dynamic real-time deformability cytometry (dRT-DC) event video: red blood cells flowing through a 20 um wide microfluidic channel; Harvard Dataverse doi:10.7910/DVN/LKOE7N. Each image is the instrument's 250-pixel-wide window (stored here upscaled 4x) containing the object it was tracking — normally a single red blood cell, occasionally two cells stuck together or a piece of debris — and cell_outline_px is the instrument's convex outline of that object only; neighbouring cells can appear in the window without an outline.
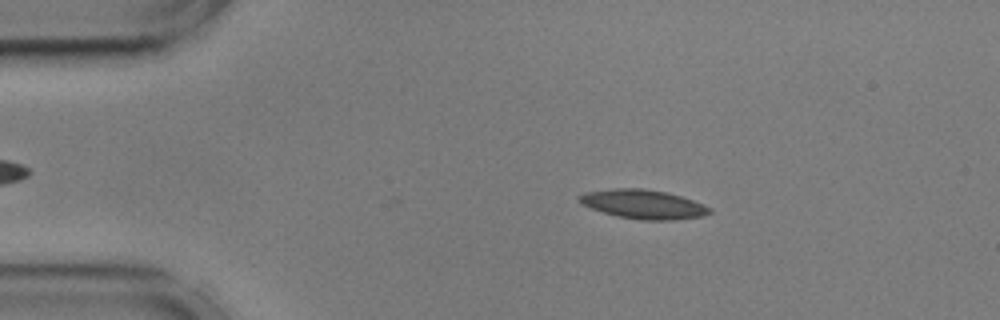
{"species": "common noctule bat (a hibernating species)", "species_latin": "Nyctalus noctula", "temperature_condition": "cold", "stored_images_in_passage": 35, "camera_frame_rate_fps": 3000, "um_per_image_px": 0.085, "animal": {"sex": "male", "body_mass_g": 17.9, "forearm_length_mm": 54.2}, "frame": {"image": 1, "passage_image": 2, "time_ms": 0.333, "image_size_px": [1000, 320], "cell_outline_px": [[712, 212], [700, 216], [672, 220], [640, 220], [616, 216], [580, 204], [576, 200], [576, 196], [584, 192], [612, 188], [644, 188], [668, 192], [704, 204], [712, 208]], "centroid_in_image_um": [54.63, 17.35], "position_along_channel_um": 30.4, "area_um2": 22.31}}
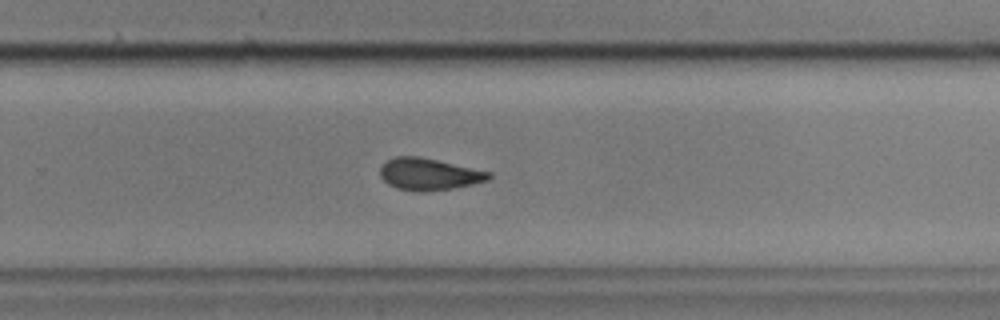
{"frame": {"image": 2, "passage_image": 28, "time_ms": 9.0, "image_size_px": [1000, 320], "cell_outline_px": [[492, 176], [488, 180], [472, 184], [452, 188], [396, 188], [388, 184], [380, 176], [380, 168], [388, 160], [396, 156], [420, 156], [492, 172]], "centroid_in_image_um": [36.49, 14.74], "position_along_channel_um": 293.3, "area_um2": 19.31}}
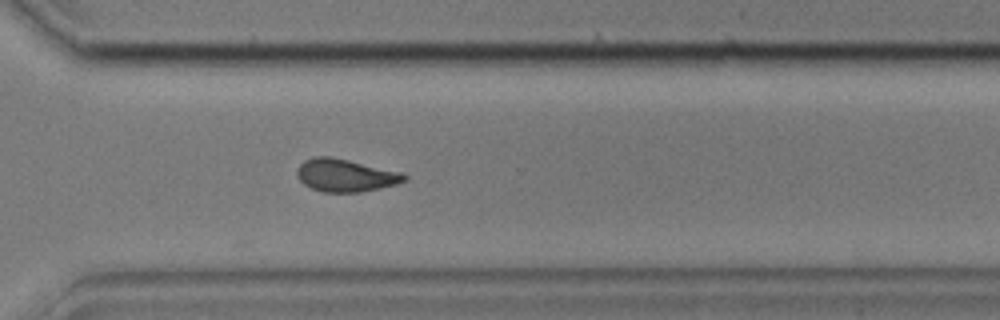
{"frame": {"image": 3, "passage_image": 32, "time_ms": 10.333, "image_size_px": [1000, 320], "cell_outline_px": [[408, 180], [396, 184], [380, 188], [360, 192], [324, 192], [312, 188], [304, 184], [296, 176], [296, 168], [304, 160], [312, 156], [332, 156], [404, 172], [408, 176]], "centroid_in_image_um": [29.38, 14.88], "position_along_channel_um": 341.2, "area_um2": 20.81}, "authors_computed_cell_mechanics": {"area_um2": 21.1548, "velocity_mm_per_s": 3.588, "shape_relaxation_time_tau1_ms": 5.03, "shape_relaxation_time_tau2_ms": 3.1991, "deformation_change_tau1": 0.1229, "deformation_change_tau2": 0.0912}}